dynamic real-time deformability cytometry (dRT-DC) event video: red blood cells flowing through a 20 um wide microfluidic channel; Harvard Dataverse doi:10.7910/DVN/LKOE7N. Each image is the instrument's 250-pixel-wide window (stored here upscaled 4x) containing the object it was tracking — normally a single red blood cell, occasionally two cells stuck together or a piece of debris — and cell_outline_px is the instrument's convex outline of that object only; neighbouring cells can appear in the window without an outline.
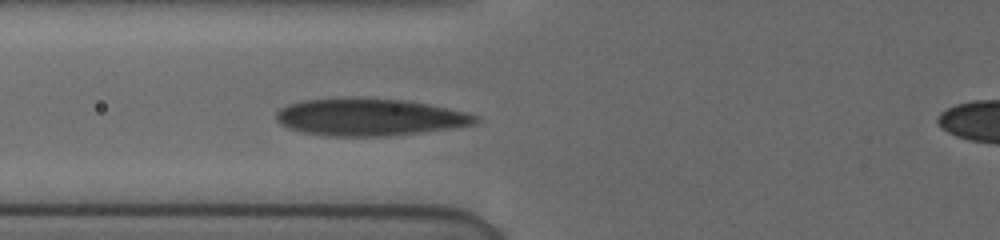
{"species": "human", "species_latin": "Homo sapiens", "temperature_condition": "cold", "stored_images_in_passage": 7, "segment_of_instrument_passage": [1, 2], "camera_frame_rate_fps": 3000, "um_per_image_px": 0.085, "donor": {"sex": "female"}, "frame": {"image": 1, "passage_image": 6, "time_ms": 4.333, "image_size_px": [1000, 240], "cell_outline_px": [[480, 120], [476, 124], [420, 132], [388, 136], [328, 136], [304, 132], [288, 128], [280, 124], [276, 120], [276, 112], [280, 108], [288, 104], [300, 100], [400, 100], [428, 104], [464, 112], [480, 116]], "centroid_in_image_um": [31.4, 9.99], "position_along_channel_um": 94.4, "area_um2": 42.02}}